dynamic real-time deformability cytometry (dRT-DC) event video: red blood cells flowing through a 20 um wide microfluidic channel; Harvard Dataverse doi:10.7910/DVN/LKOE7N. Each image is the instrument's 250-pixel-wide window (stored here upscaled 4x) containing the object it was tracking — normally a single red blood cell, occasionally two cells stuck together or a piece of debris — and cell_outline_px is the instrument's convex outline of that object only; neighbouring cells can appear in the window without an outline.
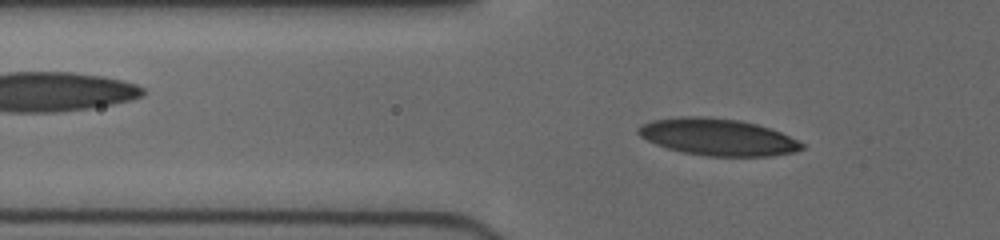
{"species": "human", "species_latin": "Homo sapiens", "temperature_condition": "cold", "stored_images_in_passage": 44, "camera_frame_rate_fps": 3000, "um_per_image_px": 0.085, "donor": {"sex": "female"}, "frame": {"image": 1, "passage_image": 10, "time_ms": 3.0, "image_size_px": [1000, 240], "cell_outline_px": [[804, 148], [796, 152], [772, 156], [708, 156], [684, 152], [668, 148], [656, 144], [640, 136], [636, 132], [636, 128], [640, 124], [652, 120], [680, 116], [700, 116], [740, 120], [756, 124], [780, 132], [804, 144]], "centroid_in_image_um": [60.98, 11.64], "position_along_channel_um": 64.8, "area_um2": 35.08}}
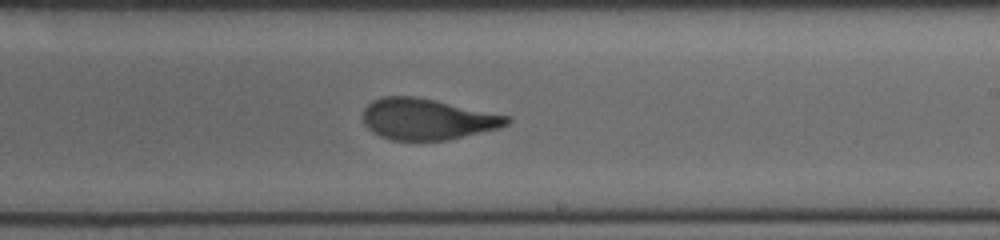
{"frame": {"image": 2, "passage_image": 25, "time_ms": 8.0, "image_size_px": [1000, 240], "cell_outline_px": [[512, 120], [508, 124], [500, 128], [448, 140], [392, 140], [380, 136], [372, 132], [364, 124], [364, 108], [372, 100], [384, 96], [416, 96], [508, 116]], "centroid_in_image_um": [36.3, 10.13], "position_along_channel_um": 252.7, "area_um2": 34.33}}
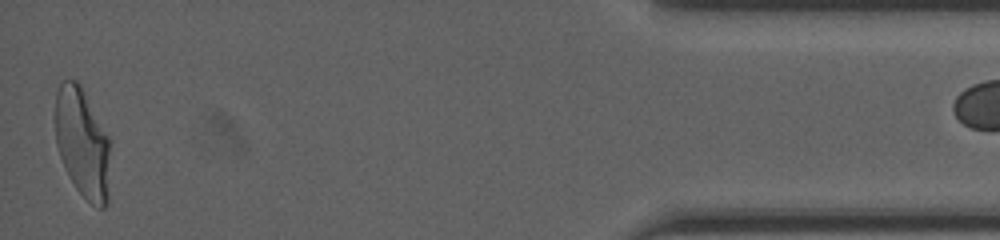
{"frame": {"image": 3, "passage_image": 43, "time_ms": 14.0, "image_size_px": [1000, 240], "cell_outline_px": [[112, 140], [108, 204], [104, 208], [100, 208], [92, 204], [76, 188], [68, 176], [60, 156], [56, 144], [56, 92], [60, 84], [64, 80], [76, 80], [80, 84]], "centroid_in_image_um": [7.06, 12.18], "position_along_channel_um": 428.1, "area_um2": 35.84}}